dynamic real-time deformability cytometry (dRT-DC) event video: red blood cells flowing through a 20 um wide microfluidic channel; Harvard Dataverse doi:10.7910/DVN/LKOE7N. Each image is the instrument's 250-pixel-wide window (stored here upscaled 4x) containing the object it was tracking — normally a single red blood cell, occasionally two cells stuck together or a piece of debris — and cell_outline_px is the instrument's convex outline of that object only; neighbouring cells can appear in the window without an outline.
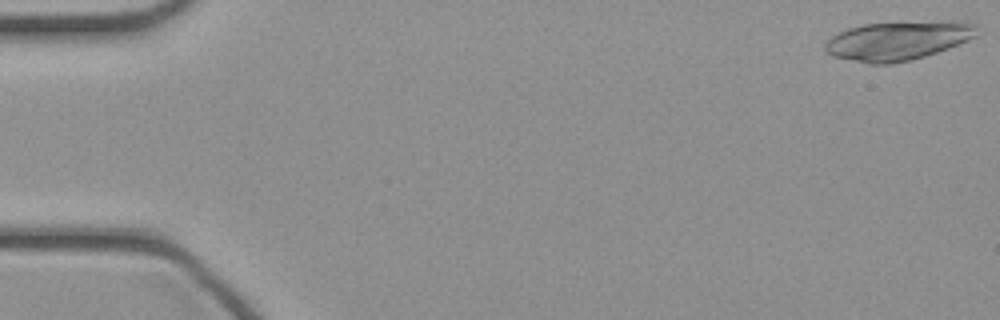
{"species": "common noctule bat (a hibernating species)", "species_latin": "Nyctalus noctula", "temperature_condition": "cold", "stored_images_in_passage": 45, "camera_frame_rate_fps": 3000, "um_per_image_px": 0.085, "animal": {"sex": "female", "body_mass_g": 21.9}, "frame": {"image": 1, "passage_image": 1, "time_ms": 0.0, "image_size_px": [1000, 320], "cell_outline_px": [[976, 36], [968, 40], [948, 48], [924, 56], [892, 64], [872, 64], [832, 56], [824, 48], [824, 44], [832, 36], [848, 28], [864, 24], [976, 24]], "centroid_in_image_um": [76.19, 3.52], "position_along_channel_um": 8.8, "area_um2": 32.6}}